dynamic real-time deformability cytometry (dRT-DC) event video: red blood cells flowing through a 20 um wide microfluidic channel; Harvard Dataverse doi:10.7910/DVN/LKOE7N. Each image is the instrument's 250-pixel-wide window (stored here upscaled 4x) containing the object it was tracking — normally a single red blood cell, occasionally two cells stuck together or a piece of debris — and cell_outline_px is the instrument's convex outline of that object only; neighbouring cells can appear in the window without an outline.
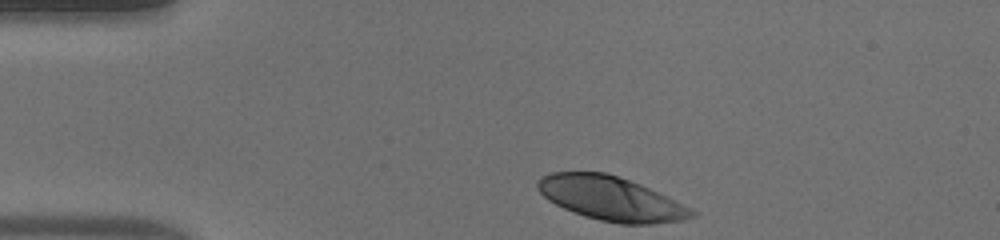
{"species": "human", "species_latin": "Homo sapiens", "temperature_condition": "warm", "stored_images_in_passage": 36, "camera_frame_rate_fps": 3000, "um_per_image_px": 0.085, "donor": {"sex": "male"}, "frame": {"image": 1, "passage_image": 1, "time_ms": 0.0, "image_size_px": [1000, 240], "cell_outline_px": [[700, 212], [696, 216], [684, 220], [652, 224], [620, 224], [600, 220], [584, 216], [572, 212], [548, 200], [536, 188], [536, 180], [552, 172], [604, 172], [640, 184], [692, 208]], "centroid_in_image_um": [51.95, 16.89], "position_along_channel_um": 33.0, "area_um2": 39.54}}
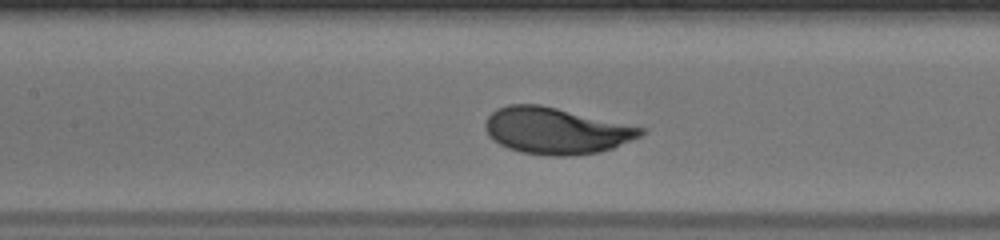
{"frame": {"image": 2, "passage_image": 15, "time_ms": 4.667, "image_size_px": [1000, 240], "cell_outline_px": [[648, 132], [640, 136], [612, 148], [600, 152], [564, 156], [552, 156], [520, 152], [508, 148], [492, 140], [488, 136], [484, 128], [484, 124], [488, 116], [496, 108], [508, 104], [540, 104], [648, 128]], "centroid_in_image_um": [47.26, 11.1], "position_along_channel_um": 160.1, "area_um2": 42.43}}
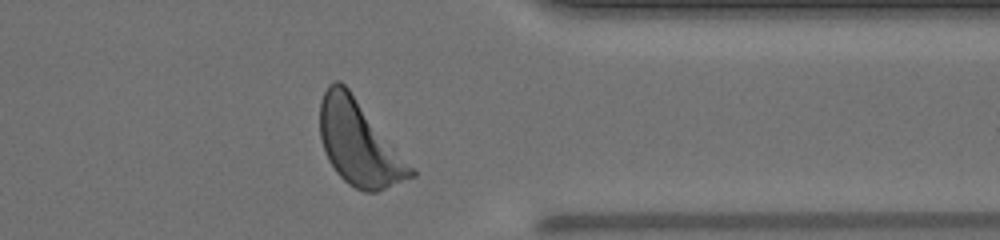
{"frame": {"image": 3, "passage_image": 33, "time_ms": 10.667, "image_size_px": [1000, 240], "cell_outline_px": [[416, 176], [376, 192], [364, 192], [348, 184], [336, 172], [328, 160], [324, 152], [320, 136], [320, 100], [328, 84], [336, 80], [340, 80], [348, 88], [416, 172]], "centroid_in_image_um": [30.48, 12.18], "position_along_channel_um": 380.9, "area_um2": 44.16}, "authors_computed_cell_mechanics": {"area_um2": 41.5004, "velocity_mm_per_s": 3.8109, "shape_relaxation_time_tau1_ms": 2.1387, "shape_relaxation_time_tau2_ms": null, "deformation_change_tau1": 0.1597, "deformation_change_tau2": null}}